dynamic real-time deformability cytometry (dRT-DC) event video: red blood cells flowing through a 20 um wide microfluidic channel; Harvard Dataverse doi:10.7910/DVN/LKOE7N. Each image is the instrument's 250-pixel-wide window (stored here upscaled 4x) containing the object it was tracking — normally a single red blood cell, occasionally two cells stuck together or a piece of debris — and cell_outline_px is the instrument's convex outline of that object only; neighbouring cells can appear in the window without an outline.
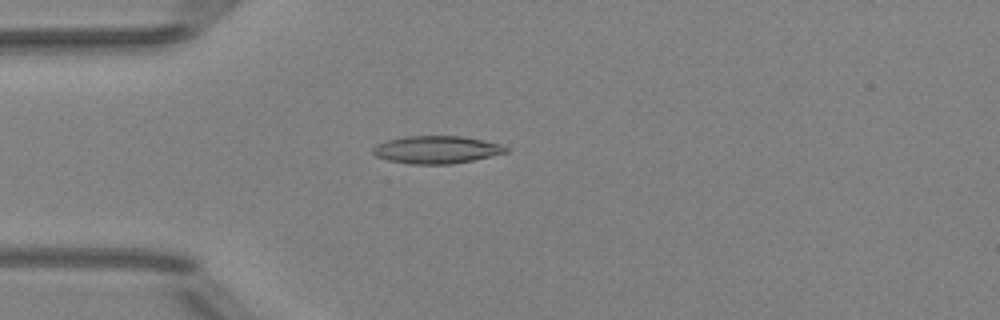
{"species": "Egyptian fruit bat (a non-hibernating species)", "species_latin": "Rousettus aegyptiacus", "temperature_condition": "room temperature", "stored_images_in_passage": 51, "camera_frame_rate_fps": 3000, "um_per_image_px": 0.085, "animal": {"sex": "female"}, "frame": {"image": 1, "passage_image": 14, "time_ms": 4.333, "image_size_px": [1000, 320], "cell_outline_px": [[508, 152], [472, 160], [452, 164], [408, 164], [388, 160], [376, 156], [372, 152], [372, 148], [376, 144], [388, 140], [404, 136], [464, 136], [500, 144], [508, 148]], "centroid_in_image_um": [37.08, 12.72], "position_along_channel_um": 47.9, "area_um2": 21.39}}
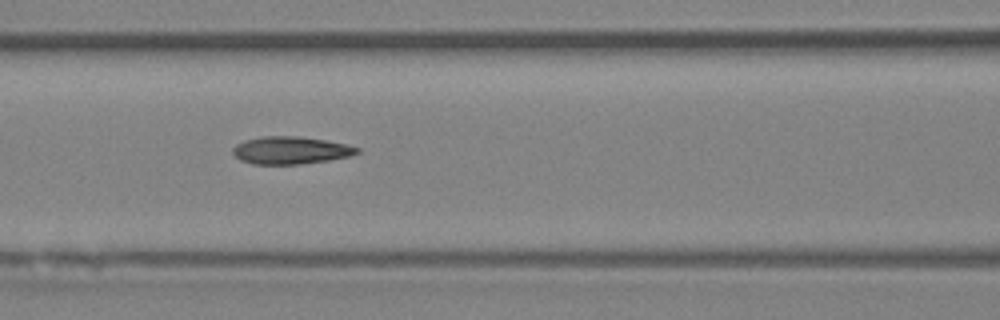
{"frame": {"image": 2, "passage_image": 22, "time_ms": 7.0, "image_size_px": [1000, 320], "cell_outline_px": [[360, 152], [352, 156], [328, 160], [300, 164], [252, 164], [240, 160], [232, 152], [232, 148], [236, 144], [244, 140], [260, 136], [300, 136], [348, 144], [360, 148]], "centroid_in_image_um": [24.71, 12.77], "position_along_channel_um": 141.9, "area_um2": 20.11}}
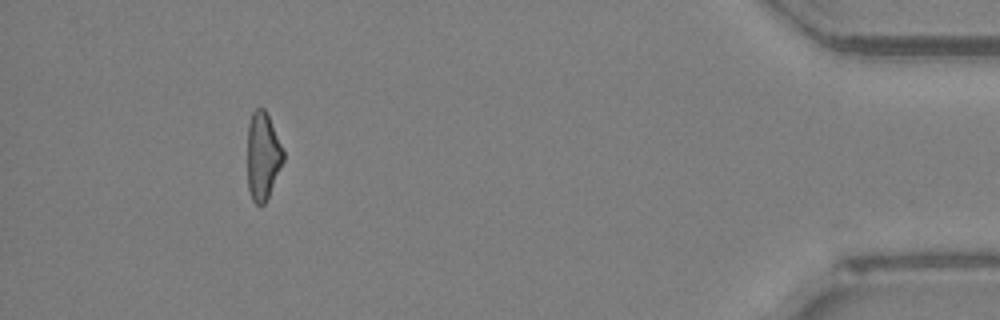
{"frame": {"image": 3, "passage_image": 47, "time_ms": 15.333, "image_size_px": [1000, 320], "cell_outline_px": [[284, 160], [268, 196], [264, 204], [256, 204], [252, 200], [248, 188], [248, 124], [252, 112], [256, 108], [264, 108], [268, 116], [284, 152]], "centroid_in_image_um": [22.33, 13.26], "position_along_channel_um": 412.9, "area_um2": 18.03}, "authors_computed_cell_mechanics": {"area_um2": 20.23, "velocity_mm_per_s": 4.0321, "shape_relaxation_time_tau1_ms": 10.5713, "shape_relaxation_time_tau2_ms": 2.7924, "deformation_change_tau1": 0.2429, "deformation_change_tau2": 0.1107}}